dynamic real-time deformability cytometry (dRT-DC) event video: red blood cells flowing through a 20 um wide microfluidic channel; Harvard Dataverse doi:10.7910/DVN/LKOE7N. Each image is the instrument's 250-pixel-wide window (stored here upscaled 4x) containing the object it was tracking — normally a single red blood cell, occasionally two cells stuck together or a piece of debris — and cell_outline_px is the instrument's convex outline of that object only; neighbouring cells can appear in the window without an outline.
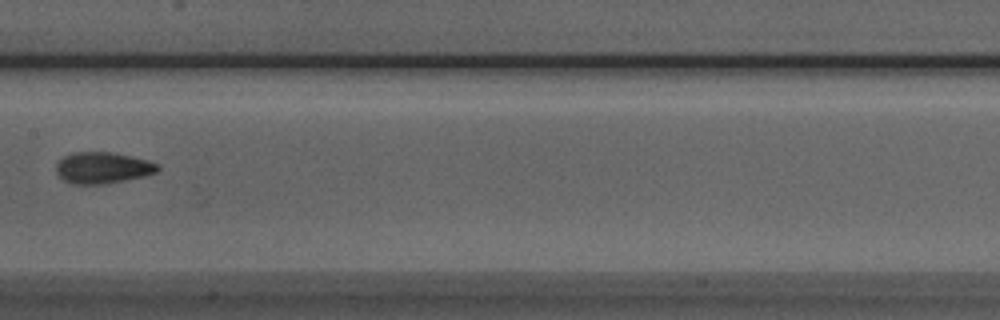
{"species": "Egyptian fruit bat (a non-hibernating species)", "species_latin": "Rousettus aegyptiacus", "temperature_condition": "room temperature", "stored_images_in_passage": 5, "camera_frame_rate_fps": 3000, "um_per_image_px": 0.085, "animal": {"sex": "male"}, "frame": {"image": 1, "passage_image": 5, "time_ms": 4.667, "image_size_px": [1000, 320], "cell_outline_px": [[160, 168], [156, 172], [144, 176], [104, 184], [72, 184], [64, 180], [56, 172], [56, 164], [64, 156], [72, 152], [112, 152], [148, 160], [160, 164]], "centroid_in_image_um": [8.73, 14.26], "position_along_channel_um": 198.7, "area_um2": 18.55}}